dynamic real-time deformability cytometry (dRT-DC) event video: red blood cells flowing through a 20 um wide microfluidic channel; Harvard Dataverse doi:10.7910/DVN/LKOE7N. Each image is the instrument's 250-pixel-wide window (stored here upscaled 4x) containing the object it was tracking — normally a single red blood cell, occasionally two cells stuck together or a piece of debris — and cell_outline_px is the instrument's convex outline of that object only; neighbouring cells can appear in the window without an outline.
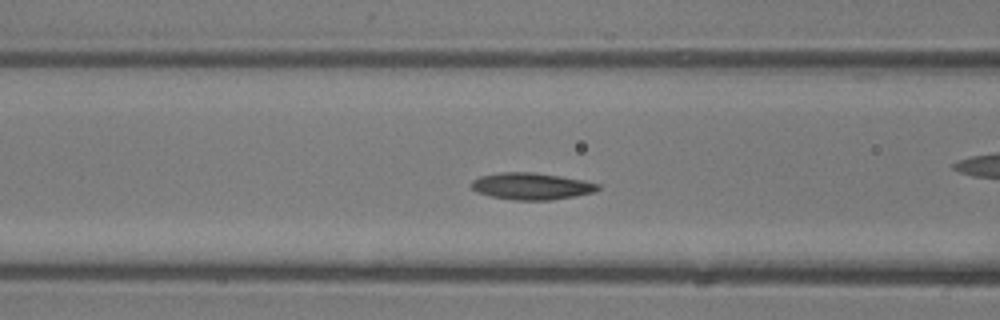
{"species": "common noctule bat (a hibernating species)", "species_latin": "Nyctalus noctula", "temperature_condition": "room temperature", "stored_images_in_passage": 32, "camera_frame_rate_fps": 3000, "um_per_image_px": 0.085, "animal": {"sex": "male", "body_mass_g": 13.3}, "frame": {"image": 1, "passage_image": 5, "time_ms": 1.333, "image_size_px": [1000, 320], "cell_outline_px": [[600, 188], [592, 192], [576, 196], [552, 200], [512, 200], [492, 196], [476, 192], [472, 188], [472, 180], [480, 176], [500, 172], [532, 172], [560, 176], [584, 180], [600, 184]], "centroid_in_image_um": [45.18, 15.82], "position_along_channel_um": 121.4, "area_um2": 19.77}}
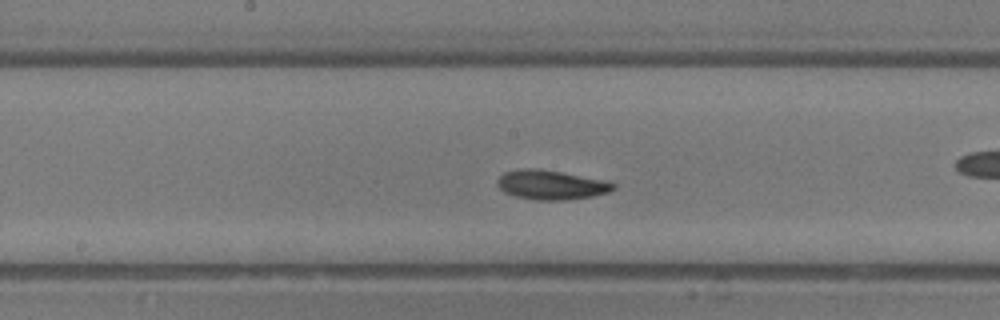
{"frame": {"image": 2, "passage_image": 10, "time_ms": 3.0, "image_size_px": [1000, 320], "cell_outline_px": [[616, 188], [608, 192], [592, 196], [564, 200], [532, 200], [516, 196], [504, 192], [496, 184], [496, 180], [504, 172], [524, 168], [532, 168], [560, 172], [608, 180], [616, 184]], "centroid_in_image_um": [46.85, 15.71], "position_along_channel_um": 201.3, "area_um2": 19.88}, "authors_computed_cell_mechanics": {"area_um2": 18.6983, "velocity_mm_per_s": 4.7964, "shape_relaxation_time_tau1_ms": 2.3951, "shape_relaxation_time_tau2_ms": 9.6649, "deformation_change_tau1": 0.1194, "deformation_change_tau2": 0.1737}}